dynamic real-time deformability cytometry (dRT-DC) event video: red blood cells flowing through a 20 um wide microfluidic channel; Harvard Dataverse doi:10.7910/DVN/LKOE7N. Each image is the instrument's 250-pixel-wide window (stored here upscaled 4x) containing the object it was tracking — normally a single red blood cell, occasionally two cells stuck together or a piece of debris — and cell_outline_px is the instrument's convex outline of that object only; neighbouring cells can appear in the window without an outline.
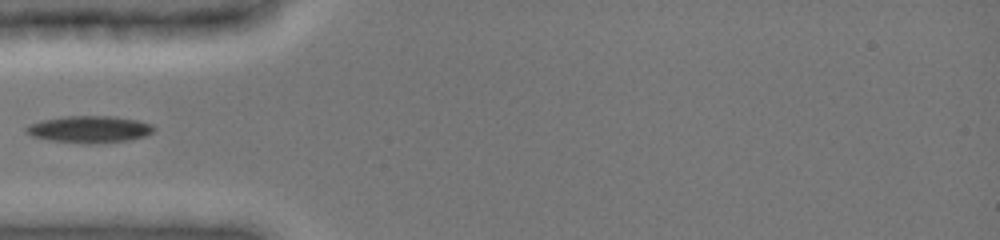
{"species": "common noctule bat (a hibernating species)", "species_latin": "Nyctalus noctula", "temperature_condition": "cold", "stored_images_in_passage": 30, "camera_frame_rate_fps": 3000, "um_per_image_px": 0.085, "animal": {"sex": "female", "body_mass_g": 19.0, "forearm_length_mm": 51.5}, "frame": {"image": 1, "passage_image": 1, "time_ms": 0.0, "image_size_px": [1000, 240], "cell_outline_px": [[156, 128], [152, 132], [144, 136], [128, 140], [52, 140], [32, 136], [24, 132], [24, 128], [32, 124], [44, 120], [64, 116], [116, 116], [136, 120], [152, 124]], "centroid_in_image_um": [7.62, 10.92], "position_along_channel_um": 77.4, "area_um2": 18.73}}
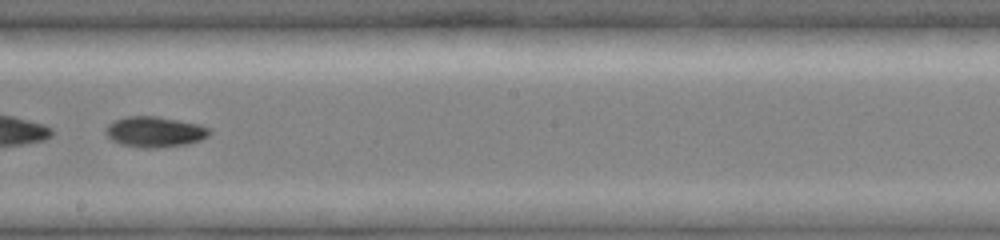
{"frame": {"image": 2, "passage_image": 13, "time_ms": 4.0, "image_size_px": [1000, 240], "cell_outline_px": [[212, 132], [208, 136], [200, 140], [188, 144], [156, 148], [144, 148], [120, 144], [112, 140], [104, 132], [104, 128], [108, 124], [124, 116], [156, 116], [200, 124], [208, 128]], "centroid_in_image_um": [13.14, 11.2], "position_along_channel_um": 235.1, "area_um2": 18.61}}
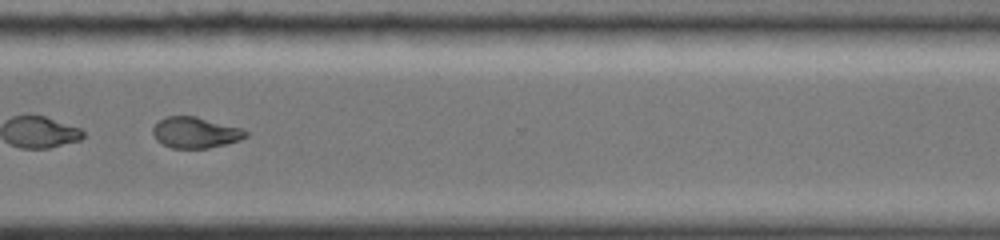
{"frame": {"image": 3, "passage_image": 22, "time_ms": 7.0, "image_size_px": [1000, 240], "cell_outline_px": [[248, 136], [240, 140], [208, 148], [172, 148], [156, 140], [152, 132], [152, 128], [160, 120], [168, 116], [196, 116], [244, 128], [248, 132]], "centroid_in_image_um": [16.64, 11.26], "position_along_channel_um": 354.0, "area_um2": 16.82}}